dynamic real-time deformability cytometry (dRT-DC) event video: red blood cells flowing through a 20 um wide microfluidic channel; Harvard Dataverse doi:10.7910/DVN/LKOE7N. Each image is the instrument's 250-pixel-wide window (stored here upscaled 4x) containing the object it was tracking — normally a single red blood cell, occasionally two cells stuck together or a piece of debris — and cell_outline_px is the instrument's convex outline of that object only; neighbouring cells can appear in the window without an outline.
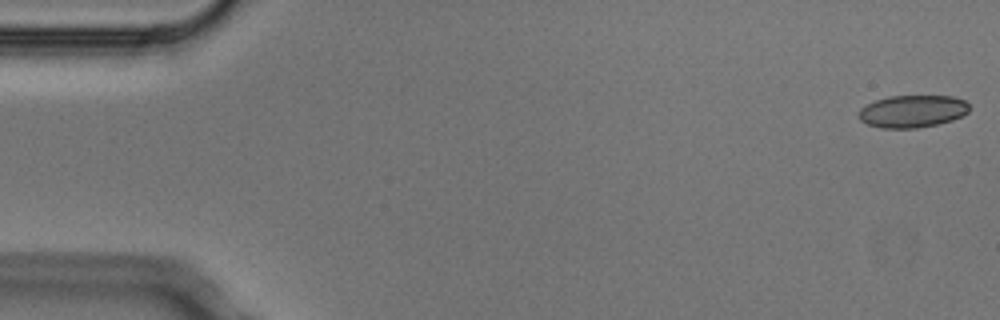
{"species": "Egyptian fruit bat (a non-hibernating species)", "species_latin": "Rousettus aegyptiacus", "temperature_condition": "cold", "stored_images_in_passage": 5, "camera_frame_rate_fps": 3000, "um_per_image_px": 0.085, "animal": {"sex": "male"}, "frame": {"image": 1, "passage_image": 1, "time_ms": 0.0, "image_size_px": [1000, 320], "cell_outline_px": [[968, 112], [952, 120], [936, 124], [916, 128], [880, 128], [868, 124], [860, 120], [860, 108], [876, 100], [888, 96], [952, 96], [964, 100], [968, 104]], "centroid_in_image_um": [77.55, 9.46], "position_along_channel_um": 7.4, "area_um2": 20.63}}